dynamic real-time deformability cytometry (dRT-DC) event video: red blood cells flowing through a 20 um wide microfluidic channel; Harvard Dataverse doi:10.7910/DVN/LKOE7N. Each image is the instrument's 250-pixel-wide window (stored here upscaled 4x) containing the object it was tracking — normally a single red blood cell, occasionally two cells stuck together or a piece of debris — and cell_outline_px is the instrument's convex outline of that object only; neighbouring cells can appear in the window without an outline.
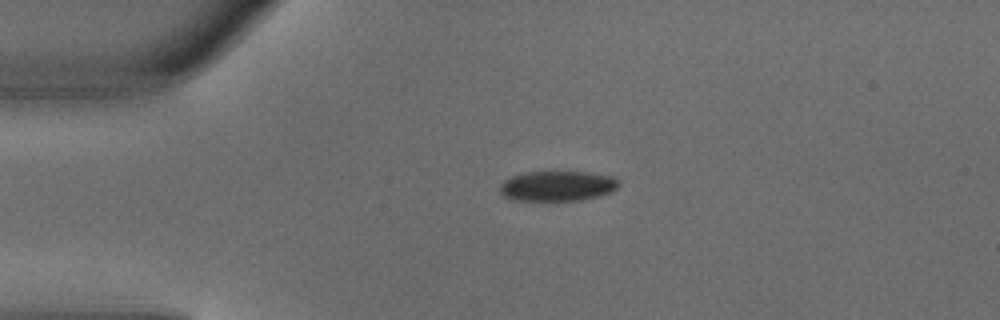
{"species": "common noctule bat (a hibernating species)", "species_latin": "Nyctalus noctula", "temperature_condition": "warm", "stored_images_in_passage": 5, "camera_frame_rate_fps": 3000, "um_per_image_px": 0.085, "animal": {"sex": "male", "body_mass_g": 18.8}, "frame": {"image": 1, "passage_image": 1, "time_ms": 0.0, "image_size_px": [1000, 320], "cell_outline_px": [[620, 184], [616, 188], [608, 192], [596, 196], [580, 200], [512, 200], [504, 196], [500, 192], [500, 184], [504, 180], [512, 176], [524, 172], [588, 172], [612, 176], [620, 180]], "centroid_in_image_um": [47.36, 15.8], "position_along_channel_um": 37.6, "area_um2": 20.75}}
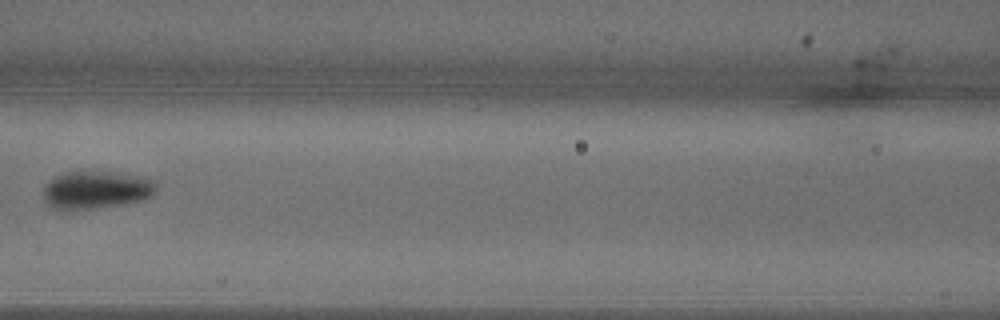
{"frame": {"image": 2, "passage_image": 4, "time_ms": 1.0, "image_size_px": [1000, 320], "cell_outline_px": [[156, 192], [152, 196], [144, 200], [124, 204], [96, 208], [52, 208], [44, 200], [44, 188], [48, 180], [64, 172], [104, 172], [144, 176], [156, 180]], "centroid_in_image_um": [8.23, 16.13], "position_along_channel_um": 158.4, "area_um2": 24.74}}
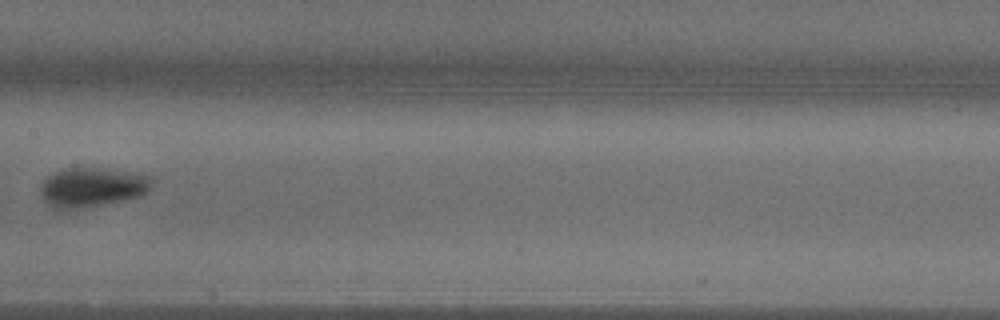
{"frame": {"image": 3, "passage_image": 5, "time_ms": 1.333, "image_size_px": [1000, 320], "cell_outline_px": [[152, 176], [148, 188], [140, 196], [124, 200], [64, 212], [52, 208], [40, 196], [40, 188], [44, 180], [48, 176], [56, 172], [68, 168], [104, 168]], "centroid_in_image_um": [7.74, 15.95], "position_along_channel_um": 199.7, "area_um2": 25.66}}